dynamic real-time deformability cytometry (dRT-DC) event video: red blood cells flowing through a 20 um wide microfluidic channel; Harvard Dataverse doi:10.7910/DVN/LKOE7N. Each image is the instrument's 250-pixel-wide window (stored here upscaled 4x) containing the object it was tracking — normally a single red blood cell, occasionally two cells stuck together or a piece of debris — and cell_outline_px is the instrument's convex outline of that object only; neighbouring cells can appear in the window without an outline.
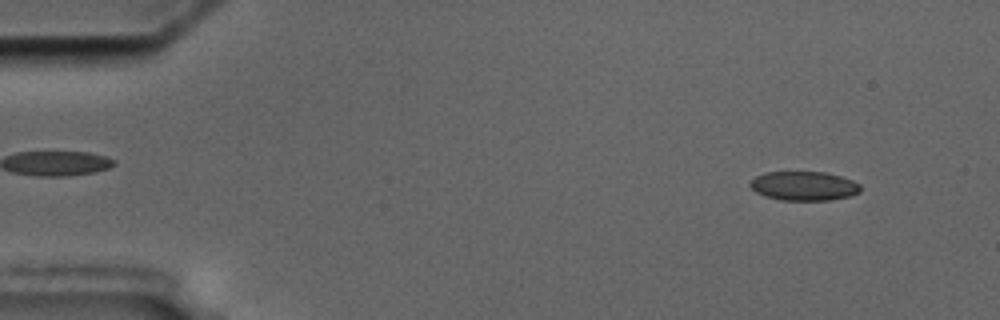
{"species": "common noctule bat (a hibernating species)", "species_latin": "Nyctalus noctula", "temperature_condition": "cold", "stored_images_in_passage": 56, "camera_frame_rate_fps": 3000, "um_per_image_px": 0.085, "animal": {"sex": "male", "body_mass_g": 17.5, "forearm_length_mm": 52.3}, "frame": {"image": 1, "passage_image": 5, "time_ms": 1.333, "image_size_px": [1000, 320], "cell_outline_px": [[860, 192], [848, 196], [832, 200], [780, 200], [764, 196], [756, 192], [748, 184], [756, 176], [764, 172], [824, 172], [840, 176], [852, 180], [860, 184]], "centroid_in_image_um": [68.32, 15.81], "position_along_channel_um": 16.7, "area_um2": 18.73}}
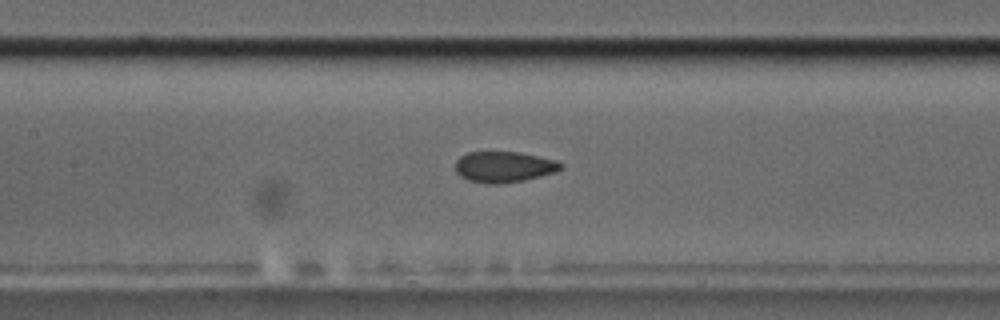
{"frame": {"image": 2, "passage_image": 26, "time_ms": 8.333, "image_size_px": [1000, 320], "cell_outline_px": [[564, 168], [556, 172], [524, 180], [500, 184], [484, 184], [468, 180], [460, 176], [456, 172], [456, 160], [460, 156], [468, 152], [520, 152], [556, 160], [564, 164]], "centroid_in_image_um": [42.85, 14.19], "position_along_channel_um": 164.6, "area_um2": 19.19}}
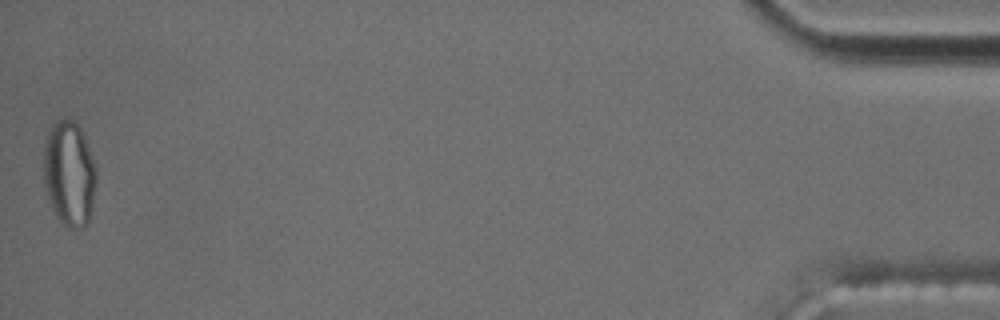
{"frame": {"image": 3, "passage_image": 56, "time_ms": 18.333, "image_size_px": [1000, 320], "cell_outline_px": [[96, 184], [92, 208], [88, 220], [80, 228], [68, 228], [56, 216], [52, 208], [48, 196], [44, 180], [44, 148], [52, 124], [60, 120], [72, 120], [80, 128], [84, 136], [96, 172]], "centroid_in_image_um": [5.89, 14.78], "position_along_channel_um": 429.3, "area_um2": 31.56}, "authors_computed_cell_mechanics": {"area_um2": 19.4208, "velocity_mm_per_s": 3.572, "shape_relaxation_time_tau1_ms": 5.7219, "shape_relaxation_time_tau2_ms": 2.2644, "deformation_change_tau1": 0.1166, "deformation_change_tau2": 0.0533}}